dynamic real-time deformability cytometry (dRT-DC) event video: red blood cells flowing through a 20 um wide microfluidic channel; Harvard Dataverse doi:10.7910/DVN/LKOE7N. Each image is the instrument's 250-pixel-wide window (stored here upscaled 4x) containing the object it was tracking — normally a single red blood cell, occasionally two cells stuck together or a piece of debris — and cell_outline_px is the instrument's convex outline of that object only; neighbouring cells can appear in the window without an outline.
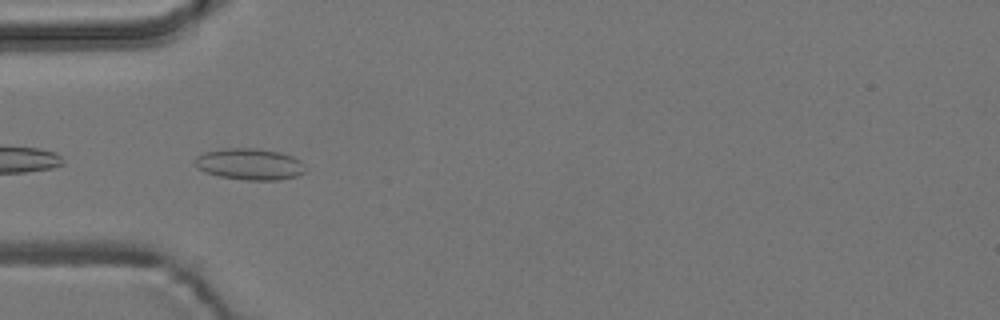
{"species": "common noctule bat (a hibernating species)", "species_latin": "Nyctalus noctula", "temperature_condition": "room temperature", "stored_images_in_passage": 5, "camera_frame_rate_fps": 3000, "um_per_image_px": 0.085, "animal": {"sex": "male", "body_mass_g": 19.2, "forearm_length_mm": 51.8}, "frame": {"image": 1, "passage_image": 5, "time_ms": 4.667, "image_size_px": [1000, 320], "cell_outline_px": [[304, 172], [296, 176], [280, 180], [244, 180], [220, 176], [204, 172], [196, 168], [196, 156], [204, 152], [228, 148], [256, 148], [280, 152], [292, 156], [300, 160], [304, 164]], "centroid_in_image_um": [21.22, 13.95], "position_along_channel_um": 63.8, "area_um2": 20.23}}